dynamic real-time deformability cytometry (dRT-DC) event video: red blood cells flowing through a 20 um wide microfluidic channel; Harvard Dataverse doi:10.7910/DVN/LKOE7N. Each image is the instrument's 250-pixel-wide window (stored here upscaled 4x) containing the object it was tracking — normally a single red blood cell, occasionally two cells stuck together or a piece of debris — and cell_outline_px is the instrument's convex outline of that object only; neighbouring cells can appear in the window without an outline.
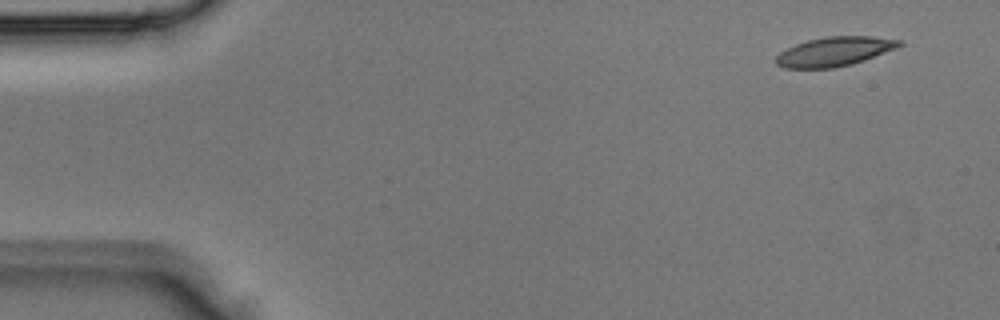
{"species": "Egyptian fruit bat (a non-hibernating species)", "species_latin": "Rousettus aegyptiacus", "temperature_condition": "room temperature", "stored_images_in_passage": 4, "camera_frame_rate_fps": 3000, "um_per_image_px": 0.085, "animal": {"sex": "male"}, "frame": {"image": 1, "passage_image": 1, "time_ms": 0.0, "image_size_px": [1000, 320], "cell_outline_px": [[904, 44], [896, 48], [864, 60], [852, 64], [832, 68], [784, 68], [776, 64], [776, 56], [780, 52], [796, 44], [808, 40], [828, 36], [872, 36], [900, 40]], "centroid_in_image_um": [70.93, 4.38], "position_along_channel_um": 14.1, "area_um2": 20.87}}
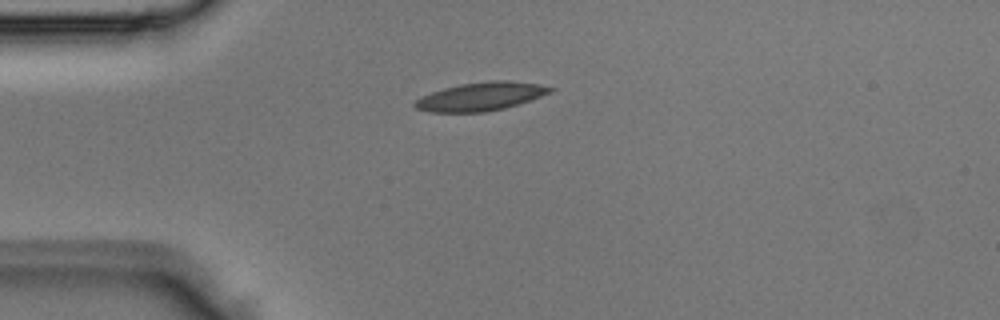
{"frame": {"image": 2, "passage_image": 3, "time_ms": 0.667, "image_size_px": [1000, 320], "cell_outline_px": [[556, 88], [552, 92], [504, 108], [484, 112], [432, 112], [416, 108], [412, 104], [416, 100], [432, 92], [444, 88], [460, 84], [492, 80], [504, 80], [540, 84]], "centroid_in_image_um": [40.87, 8.19], "position_along_channel_um": 44.1, "area_um2": 22.08}}